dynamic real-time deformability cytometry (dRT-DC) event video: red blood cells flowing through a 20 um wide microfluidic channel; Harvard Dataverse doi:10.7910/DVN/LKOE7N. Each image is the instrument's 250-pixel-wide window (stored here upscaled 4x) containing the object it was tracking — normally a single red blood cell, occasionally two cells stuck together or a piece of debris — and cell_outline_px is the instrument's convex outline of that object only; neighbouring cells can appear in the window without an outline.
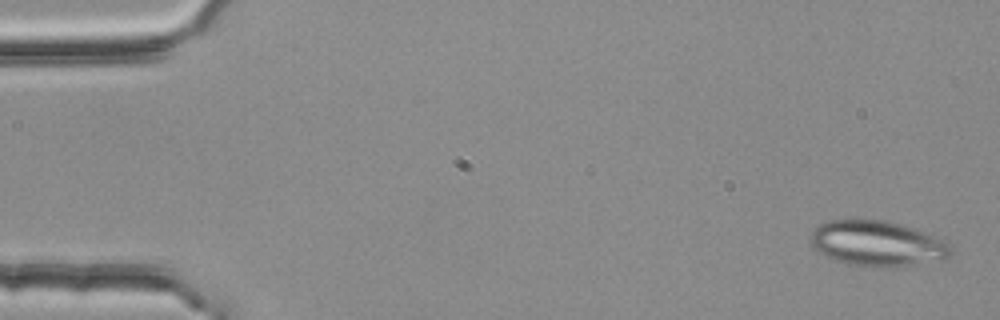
{"species": "common noctule bat (a hibernating species)", "species_latin": "Nyctalus noctula", "temperature_condition": "room temperature", "stored_images_in_passage": 5, "camera_frame_rate_fps": 3000, "um_per_image_px": 0.085, "animal": {"sex": "female", "body_mass_g": 25.1}, "frame": {"image": 1, "passage_image": 1, "time_ms": 0.0, "image_size_px": [1000, 320], "cell_outline_px": [[952, 252], [944, 260], [884, 268], [848, 264], [836, 260], [816, 252], [808, 236], [820, 224], [828, 220], [888, 220], [924, 232], [948, 244], [952, 248]], "centroid_in_image_um": [74.53, 20.71], "position_along_channel_um": 10.5, "area_um2": 36.93}}